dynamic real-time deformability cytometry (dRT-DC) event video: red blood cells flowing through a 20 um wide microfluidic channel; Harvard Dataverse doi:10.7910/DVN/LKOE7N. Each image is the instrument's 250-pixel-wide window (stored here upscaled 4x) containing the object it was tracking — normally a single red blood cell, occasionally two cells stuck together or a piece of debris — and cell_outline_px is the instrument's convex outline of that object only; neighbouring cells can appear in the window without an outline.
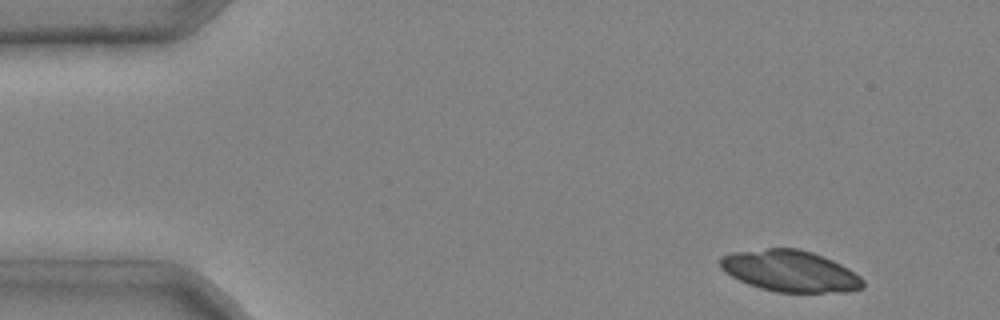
{"species": "common noctule bat (a hibernating species)", "species_latin": "Nyctalus noctula", "temperature_condition": "cold", "stored_images_in_passage": 4, "camera_frame_rate_fps": 3000, "um_per_image_px": 0.085, "animal": {"sex": "male", "body_mass_g": 20.4}, "frame": {"image": 1, "passage_image": 1, "time_ms": 0.0, "image_size_px": [1000, 320], "cell_outline_px": [[864, 288], [848, 292], [776, 292], [760, 288], [748, 284], [724, 272], [720, 268], [720, 256], [732, 252], [768, 248], [800, 248], [824, 256], [848, 268], [860, 276], [864, 280]], "centroid_in_image_um": [67.17, 23.03], "position_along_channel_um": 17.8, "area_um2": 34.62}}